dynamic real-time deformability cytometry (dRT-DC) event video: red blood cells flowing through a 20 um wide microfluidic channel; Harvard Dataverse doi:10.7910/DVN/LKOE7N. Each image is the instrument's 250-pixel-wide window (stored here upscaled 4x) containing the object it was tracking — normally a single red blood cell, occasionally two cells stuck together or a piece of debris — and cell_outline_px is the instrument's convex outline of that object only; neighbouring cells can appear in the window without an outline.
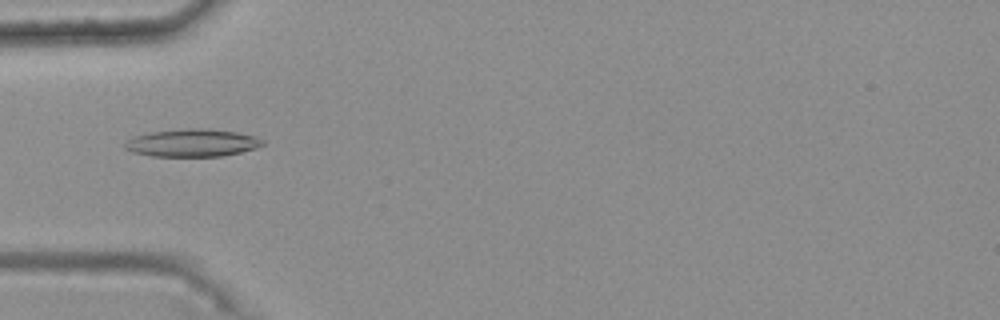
{"species": "common noctule bat (a hibernating species)", "species_latin": "Nyctalus noctula", "temperature_condition": "warm", "stored_images_in_passage": 49, "camera_frame_rate_fps": 3000, "um_per_image_px": 0.085, "animal": {"sex": "female", "body_mass_g": 25.1}, "frame": {"image": 1, "passage_image": 18, "time_ms": 5.667, "image_size_px": [1000, 320], "cell_outline_px": [[264, 144], [256, 148], [240, 152], [220, 156], [152, 156], [132, 152], [124, 148], [124, 144], [132, 136], [148, 132], [184, 128], [204, 128], [236, 132], [256, 136], [264, 140]], "centroid_in_image_um": [16.32, 12.13], "position_along_channel_um": 68.7, "area_um2": 22.31}}
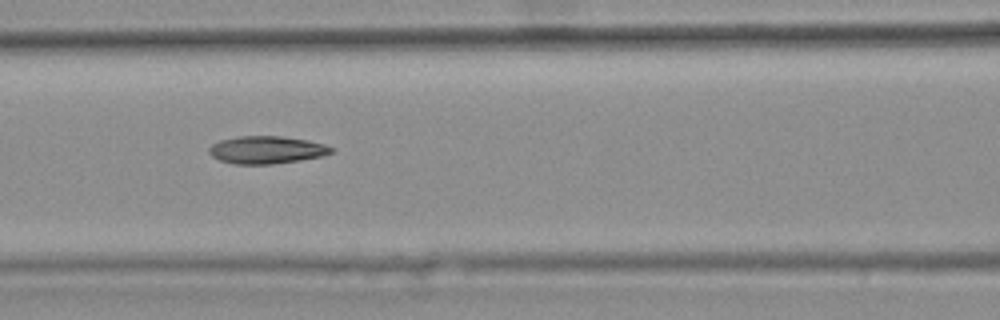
{"frame": {"image": 2, "passage_image": 24, "time_ms": 7.667, "image_size_px": [1000, 320], "cell_outline_px": [[336, 148], [332, 152], [320, 156], [300, 160], [272, 164], [232, 164], [220, 160], [212, 156], [208, 152], [208, 148], [212, 144], [220, 140], [236, 136], [280, 136], [308, 140], [324, 144]], "centroid_in_image_um": [22.64, 12.73], "position_along_channel_um": 144.0, "area_um2": 19.71}}
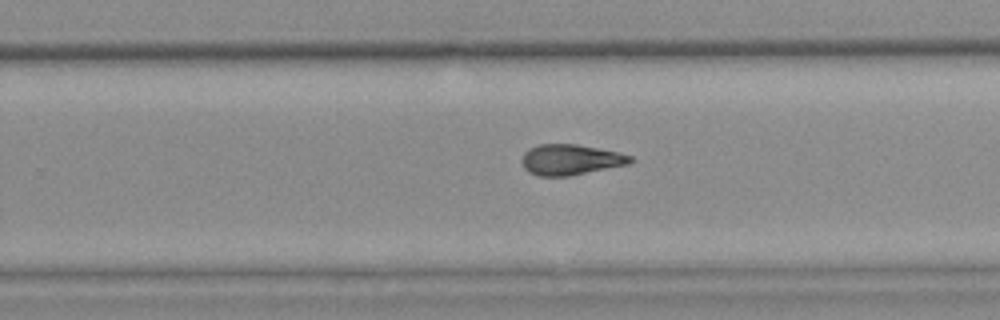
{"frame": {"image": 3, "passage_image": 35, "time_ms": 11.333, "image_size_px": [1000, 320], "cell_outline_px": [[632, 160], [628, 164], [568, 176], [540, 176], [528, 172], [524, 168], [520, 160], [524, 152], [528, 148], [540, 144], [576, 144], [616, 152], [632, 156]], "centroid_in_image_um": [48.42, 13.57], "position_along_channel_um": 281.4, "area_um2": 19.19}, "authors_computed_cell_mechanics": {"area_um2": 19.7098, "velocity_mm_per_s": 3.7592, "shape_relaxation_time_tau1_ms": null, "shape_relaxation_time_tau2_ms": 3.6917, "deformation_change_tau1": null, "deformation_change_tau2": 0.1264}}